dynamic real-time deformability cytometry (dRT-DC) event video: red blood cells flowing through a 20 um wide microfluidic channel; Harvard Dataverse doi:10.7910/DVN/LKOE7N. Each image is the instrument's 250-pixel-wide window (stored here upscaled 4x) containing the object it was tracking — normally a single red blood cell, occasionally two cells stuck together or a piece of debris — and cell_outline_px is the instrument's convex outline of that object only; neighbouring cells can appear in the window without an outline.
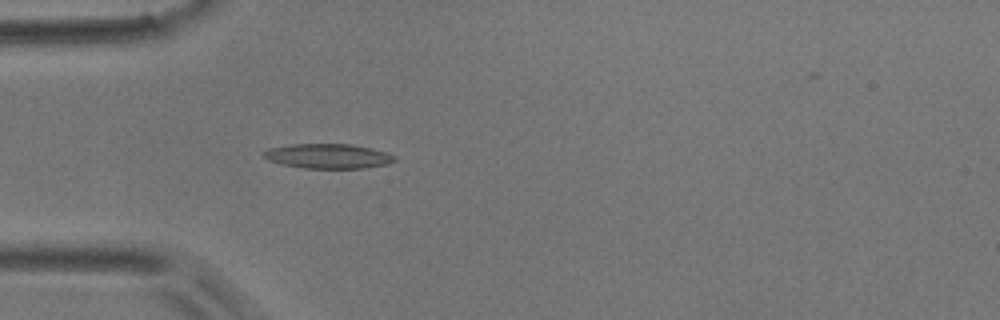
{"species": "common noctule bat (a hibernating species)", "species_latin": "Nyctalus noctula", "temperature_condition": "room temperature", "stored_images_in_passage": 45, "camera_frame_rate_fps": 3000, "um_per_image_px": 0.085, "animal": {"sex": "male", "body_mass_g": 17.9}, "frame": {"image": 1, "passage_image": 14, "time_ms": 4.333, "image_size_px": [1000, 320], "cell_outline_px": [[396, 160], [388, 164], [364, 168], [304, 168], [284, 164], [268, 160], [260, 156], [268, 148], [292, 144], [348, 144], [372, 148], [388, 152], [396, 156]], "centroid_in_image_um": [27.91, 13.26], "position_along_channel_um": 57.1, "area_um2": 18.9}}
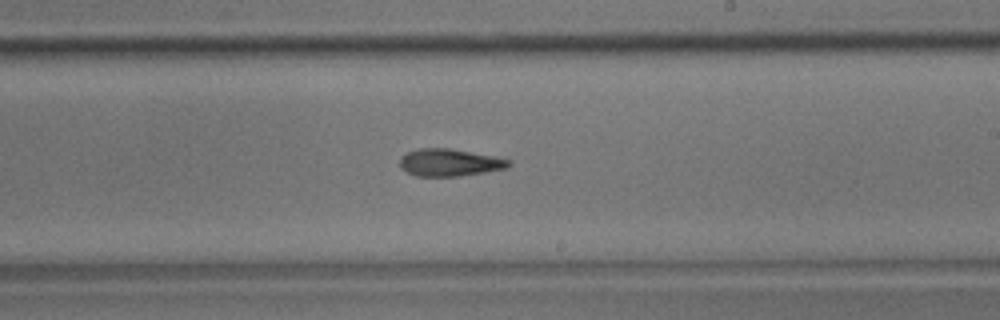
{"frame": {"image": 2, "passage_image": 30, "time_ms": 9.667, "image_size_px": [1000, 320], "cell_outline_px": [[512, 164], [508, 168], [460, 176], [416, 176], [400, 168], [400, 156], [416, 148], [448, 148], [492, 156], [512, 160]], "centroid_in_image_um": [38.2, 13.81], "position_along_channel_um": 250.8, "area_um2": 17.34}}
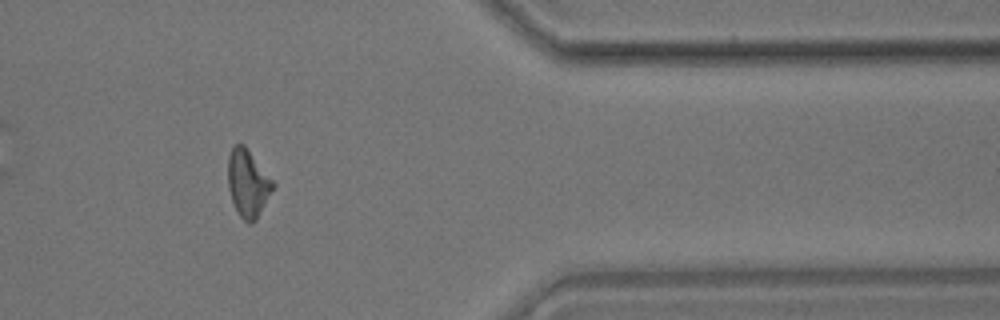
{"frame": {"image": 3, "passage_image": 43, "time_ms": 14.0, "image_size_px": [1000, 320], "cell_outline_px": [[276, 184], [256, 220], [252, 224], [248, 224], [240, 216], [232, 200], [228, 188], [228, 156], [232, 148], [236, 144], [244, 144]], "centroid_in_image_um": [21.07, 15.58], "position_along_channel_um": 390.3, "area_um2": 17.57}, "authors_computed_cell_mechanics": {"area_um2": 17.5712, "velocity_mm_per_s": 3.7104, "shape_relaxation_time_tau1_ms": 7.3672, "shape_relaxation_time_tau2_ms": 9.4925, "deformation_change_tau1": 0.1693, "deformation_change_tau2": 0.2239}}